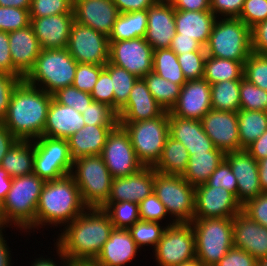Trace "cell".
I'll return each instance as SVG.
<instances>
[{
	"instance_id": "cell-1",
	"label": "cell",
	"mask_w": 267,
	"mask_h": 266,
	"mask_svg": "<svg viewBox=\"0 0 267 266\" xmlns=\"http://www.w3.org/2000/svg\"><path fill=\"white\" fill-rule=\"evenodd\" d=\"M113 229L102 208H87L59 234L56 247L67 259L95 260Z\"/></svg>"
},
{
	"instance_id": "cell-2",
	"label": "cell",
	"mask_w": 267,
	"mask_h": 266,
	"mask_svg": "<svg viewBox=\"0 0 267 266\" xmlns=\"http://www.w3.org/2000/svg\"><path fill=\"white\" fill-rule=\"evenodd\" d=\"M53 95L22 80L14 89L2 123L18 140L43 136Z\"/></svg>"
},
{
	"instance_id": "cell-3",
	"label": "cell",
	"mask_w": 267,
	"mask_h": 266,
	"mask_svg": "<svg viewBox=\"0 0 267 266\" xmlns=\"http://www.w3.org/2000/svg\"><path fill=\"white\" fill-rule=\"evenodd\" d=\"M87 208L71 175L47 181L39 197L33 229L58 224L65 227Z\"/></svg>"
},
{
	"instance_id": "cell-4",
	"label": "cell",
	"mask_w": 267,
	"mask_h": 266,
	"mask_svg": "<svg viewBox=\"0 0 267 266\" xmlns=\"http://www.w3.org/2000/svg\"><path fill=\"white\" fill-rule=\"evenodd\" d=\"M44 184L45 181L34 173L12 178L11 188L0 204L1 228L5 229L13 223L25 232L32 230Z\"/></svg>"
},
{
	"instance_id": "cell-5",
	"label": "cell",
	"mask_w": 267,
	"mask_h": 266,
	"mask_svg": "<svg viewBox=\"0 0 267 266\" xmlns=\"http://www.w3.org/2000/svg\"><path fill=\"white\" fill-rule=\"evenodd\" d=\"M77 64L67 48L41 49L33 68L23 80L53 94L58 89L73 84Z\"/></svg>"
},
{
	"instance_id": "cell-6",
	"label": "cell",
	"mask_w": 267,
	"mask_h": 266,
	"mask_svg": "<svg viewBox=\"0 0 267 266\" xmlns=\"http://www.w3.org/2000/svg\"><path fill=\"white\" fill-rule=\"evenodd\" d=\"M220 18L216 19L205 47L207 56L239 61L244 65L252 53L251 29L239 18Z\"/></svg>"
},
{
	"instance_id": "cell-7",
	"label": "cell",
	"mask_w": 267,
	"mask_h": 266,
	"mask_svg": "<svg viewBox=\"0 0 267 266\" xmlns=\"http://www.w3.org/2000/svg\"><path fill=\"white\" fill-rule=\"evenodd\" d=\"M196 257L205 266H214L234 247L232 218L193 219Z\"/></svg>"
},
{
	"instance_id": "cell-8",
	"label": "cell",
	"mask_w": 267,
	"mask_h": 266,
	"mask_svg": "<svg viewBox=\"0 0 267 266\" xmlns=\"http://www.w3.org/2000/svg\"><path fill=\"white\" fill-rule=\"evenodd\" d=\"M70 175L74 178L82 201L88 208H100L108 200L113 177L101 155L73 160Z\"/></svg>"
},
{
	"instance_id": "cell-9",
	"label": "cell",
	"mask_w": 267,
	"mask_h": 266,
	"mask_svg": "<svg viewBox=\"0 0 267 266\" xmlns=\"http://www.w3.org/2000/svg\"><path fill=\"white\" fill-rule=\"evenodd\" d=\"M131 139L138 160L143 166L154 167L160 160L169 136L168 111L153 119L138 122H118Z\"/></svg>"
},
{
	"instance_id": "cell-10",
	"label": "cell",
	"mask_w": 267,
	"mask_h": 266,
	"mask_svg": "<svg viewBox=\"0 0 267 266\" xmlns=\"http://www.w3.org/2000/svg\"><path fill=\"white\" fill-rule=\"evenodd\" d=\"M154 193L175 217V223H190L195 214V186L182 175L164 174L154 170Z\"/></svg>"
},
{
	"instance_id": "cell-11",
	"label": "cell",
	"mask_w": 267,
	"mask_h": 266,
	"mask_svg": "<svg viewBox=\"0 0 267 266\" xmlns=\"http://www.w3.org/2000/svg\"><path fill=\"white\" fill-rule=\"evenodd\" d=\"M34 141V171L40 179L57 180L71 174L73 159L67 139L41 136Z\"/></svg>"
},
{
	"instance_id": "cell-12",
	"label": "cell",
	"mask_w": 267,
	"mask_h": 266,
	"mask_svg": "<svg viewBox=\"0 0 267 266\" xmlns=\"http://www.w3.org/2000/svg\"><path fill=\"white\" fill-rule=\"evenodd\" d=\"M158 266H179L196 257L195 234L190 223L166 224L154 249Z\"/></svg>"
},
{
	"instance_id": "cell-13",
	"label": "cell",
	"mask_w": 267,
	"mask_h": 266,
	"mask_svg": "<svg viewBox=\"0 0 267 266\" xmlns=\"http://www.w3.org/2000/svg\"><path fill=\"white\" fill-rule=\"evenodd\" d=\"M101 157L113 178L129 176L144 167L136 156L128 132L120 124L109 133Z\"/></svg>"
},
{
	"instance_id": "cell-14",
	"label": "cell",
	"mask_w": 267,
	"mask_h": 266,
	"mask_svg": "<svg viewBox=\"0 0 267 266\" xmlns=\"http://www.w3.org/2000/svg\"><path fill=\"white\" fill-rule=\"evenodd\" d=\"M67 50L78 63L105 65L109 61L108 36L73 22Z\"/></svg>"
},
{
	"instance_id": "cell-15",
	"label": "cell",
	"mask_w": 267,
	"mask_h": 266,
	"mask_svg": "<svg viewBox=\"0 0 267 266\" xmlns=\"http://www.w3.org/2000/svg\"><path fill=\"white\" fill-rule=\"evenodd\" d=\"M153 51L145 38L109 41L108 62L143 78L153 71Z\"/></svg>"
},
{
	"instance_id": "cell-16",
	"label": "cell",
	"mask_w": 267,
	"mask_h": 266,
	"mask_svg": "<svg viewBox=\"0 0 267 266\" xmlns=\"http://www.w3.org/2000/svg\"><path fill=\"white\" fill-rule=\"evenodd\" d=\"M241 210L242 205L228 190L207 183L195 186L194 219L233 218Z\"/></svg>"
},
{
	"instance_id": "cell-17",
	"label": "cell",
	"mask_w": 267,
	"mask_h": 266,
	"mask_svg": "<svg viewBox=\"0 0 267 266\" xmlns=\"http://www.w3.org/2000/svg\"><path fill=\"white\" fill-rule=\"evenodd\" d=\"M204 132L224 153L241 150L237 112L211 109L201 119Z\"/></svg>"
},
{
	"instance_id": "cell-18",
	"label": "cell",
	"mask_w": 267,
	"mask_h": 266,
	"mask_svg": "<svg viewBox=\"0 0 267 266\" xmlns=\"http://www.w3.org/2000/svg\"><path fill=\"white\" fill-rule=\"evenodd\" d=\"M211 108V85L205 79L186 81L169 111L179 118L201 120Z\"/></svg>"
},
{
	"instance_id": "cell-19",
	"label": "cell",
	"mask_w": 267,
	"mask_h": 266,
	"mask_svg": "<svg viewBox=\"0 0 267 266\" xmlns=\"http://www.w3.org/2000/svg\"><path fill=\"white\" fill-rule=\"evenodd\" d=\"M225 160L237 179V201L244 205L248 200L258 197L262 193L258 161L245 149L225 153Z\"/></svg>"
},
{
	"instance_id": "cell-20",
	"label": "cell",
	"mask_w": 267,
	"mask_h": 266,
	"mask_svg": "<svg viewBox=\"0 0 267 266\" xmlns=\"http://www.w3.org/2000/svg\"><path fill=\"white\" fill-rule=\"evenodd\" d=\"M74 21L109 36L120 12L112 0H74Z\"/></svg>"
},
{
	"instance_id": "cell-21",
	"label": "cell",
	"mask_w": 267,
	"mask_h": 266,
	"mask_svg": "<svg viewBox=\"0 0 267 266\" xmlns=\"http://www.w3.org/2000/svg\"><path fill=\"white\" fill-rule=\"evenodd\" d=\"M154 192V168L144 166L126 177L113 178L106 202L129 201L139 204Z\"/></svg>"
},
{
	"instance_id": "cell-22",
	"label": "cell",
	"mask_w": 267,
	"mask_h": 266,
	"mask_svg": "<svg viewBox=\"0 0 267 266\" xmlns=\"http://www.w3.org/2000/svg\"><path fill=\"white\" fill-rule=\"evenodd\" d=\"M233 244L257 260L267 258V228L255 222L242 210L232 218Z\"/></svg>"
},
{
	"instance_id": "cell-23",
	"label": "cell",
	"mask_w": 267,
	"mask_h": 266,
	"mask_svg": "<svg viewBox=\"0 0 267 266\" xmlns=\"http://www.w3.org/2000/svg\"><path fill=\"white\" fill-rule=\"evenodd\" d=\"M74 13L30 19L41 49L67 48Z\"/></svg>"
},
{
	"instance_id": "cell-24",
	"label": "cell",
	"mask_w": 267,
	"mask_h": 266,
	"mask_svg": "<svg viewBox=\"0 0 267 266\" xmlns=\"http://www.w3.org/2000/svg\"><path fill=\"white\" fill-rule=\"evenodd\" d=\"M165 112L164 108L154 99L143 78H139L126 104L118 111V122H138L156 118Z\"/></svg>"
},
{
	"instance_id": "cell-25",
	"label": "cell",
	"mask_w": 267,
	"mask_h": 266,
	"mask_svg": "<svg viewBox=\"0 0 267 266\" xmlns=\"http://www.w3.org/2000/svg\"><path fill=\"white\" fill-rule=\"evenodd\" d=\"M13 76L24 78L33 68L41 48L31 25L9 32Z\"/></svg>"
},
{
	"instance_id": "cell-26",
	"label": "cell",
	"mask_w": 267,
	"mask_h": 266,
	"mask_svg": "<svg viewBox=\"0 0 267 266\" xmlns=\"http://www.w3.org/2000/svg\"><path fill=\"white\" fill-rule=\"evenodd\" d=\"M145 40L153 50L170 48L175 36V9L173 5L154 4L147 9Z\"/></svg>"
},
{
	"instance_id": "cell-27",
	"label": "cell",
	"mask_w": 267,
	"mask_h": 266,
	"mask_svg": "<svg viewBox=\"0 0 267 266\" xmlns=\"http://www.w3.org/2000/svg\"><path fill=\"white\" fill-rule=\"evenodd\" d=\"M169 136L181 142L189 156L194 153L209 152L216 147L203 130L201 120L179 118L168 111Z\"/></svg>"
},
{
	"instance_id": "cell-28",
	"label": "cell",
	"mask_w": 267,
	"mask_h": 266,
	"mask_svg": "<svg viewBox=\"0 0 267 266\" xmlns=\"http://www.w3.org/2000/svg\"><path fill=\"white\" fill-rule=\"evenodd\" d=\"M139 247L128 229H113L95 259L102 266H124L136 257Z\"/></svg>"
},
{
	"instance_id": "cell-29",
	"label": "cell",
	"mask_w": 267,
	"mask_h": 266,
	"mask_svg": "<svg viewBox=\"0 0 267 266\" xmlns=\"http://www.w3.org/2000/svg\"><path fill=\"white\" fill-rule=\"evenodd\" d=\"M84 125L81 113L77 112L73 107L59 104L52 98L43 136L67 139Z\"/></svg>"
},
{
	"instance_id": "cell-30",
	"label": "cell",
	"mask_w": 267,
	"mask_h": 266,
	"mask_svg": "<svg viewBox=\"0 0 267 266\" xmlns=\"http://www.w3.org/2000/svg\"><path fill=\"white\" fill-rule=\"evenodd\" d=\"M216 18L211 11L175 10V31L180 37L195 39L205 48Z\"/></svg>"
},
{
	"instance_id": "cell-31",
	"label": "cell",
	"mask_w": 267,
	"mask_h": 266,
	"mask_svg": "<svg viewBox=\"0 0 267 266\" xmlns=\"http://www.w3.org/2000/svg\"><path fill=\"white\" fill-rule=\"evenodd\" d=\"M115 126L84 125L67 138L71 158L101 155L107 137Z\"/></svg>"
},
{
	"instance_id": "cell-32",
	"label": "cell",
	"mask_w": 267,
	"mask_h": 266,
	"mask_svg": "<svg viewBox=\"0 0 267 266\" xmlns=\"http://www.w3.org/2000/svg\"><path fill=\"white\" fill-rule=\"evenodd\" d=\"M34 154V141L17 140L3 157L0 167L11 178L32 174Z\"/></svg>"
},
{
	"instance_id": "cell-33",
	"label": "cell",
	"mask_w": 267,
	"mask_h": 266,
	"mask_svg": "<svg viewBox=\"0 0 267 266\" xmlns=\"http://www.w3.org/2000/svg\"><path fill=\"white\" fill-rule=\"evenodd\" d=\"M224 159L225 153L217 148L209 152L194 153L189 156L187 169L182 177L193 186L206 183Z\"/></svg>"
},
{
	"instance_id": "cell-34",
	"label": "cell",
	"mask_w": 267,
	"mask_h": 266,
	"mask_svg": "<svg viewBox=\"0 0 267 266\" xmlns=\"http://www.w3.org/2000/svg\"><path fill=\"white\" fill-rule=\"evenodd\" d=\"M147 20V10L120 13L108 36L109 41L144 38Z\"/></svg>"
},
{
	"instance_id": "cell-35",
	"label": "cell",
	"mask_w": 267,
	"mask_h": 266,
	"mask_svg": "<svg viewBox=\"0 0 267 266\" xmlns=\"http://www.w3.org/2000/svg\"><path fill=\"white\" fill-rule=\"evenodd\" d=\"M189 153L179 141L168 136L160 160L153 167L164 174L183 175L187 169Z\"/></svg>"
},
{
	"instance_id": "cell-36",
	"label": "cell",
	"mask_w": 267,
	"mask_h": 266,
	"mask_svg": "<svg viewBox=\"0 0 267 266\" xmlns=\"http://www.w3.org/2000/svg\"><path fill=\"white\" fill-rule=\"evenodd\" d=\"M237 116L240 145L243 150L267 131V112L240 109Z\"/></svg>"
},
{
	"instance_id": "cell-37",
	"label": "cell",
	"mask_w": 267,
	"mask_h": 266,
	"mask_svg": "<svg viewBox=\"0 0 267 266\" xmlns=\"http://www.w3.org/2000/svg\"><path fill=\"white\" fill-rule=\"evenodd\" d=\"M243 71L244 65L239 61L206 56L203 79L210 85L226 80H241Z\"/></svg>"
},
{
	"instance_id": "cell-38",
	"label": "cell",
	"mask_w": 267,
	"mask_h": 266,
	"mask_svg": "<svg viewBox=\"0 0 267 266\" xmlns=\"http://www.w3.org/2000/svg\"><path fill=\"white\" fill-rule=\"evenodd\" d=\"M240 84L241 80H226L211 84V108L218 111L238 112Z\"/></svg>"
},
{
	"instance_id": "cell-39",
	"label": "cell",
	"mask_w": 267,
	"mask_h": 266,
	"mask_svg": "<svg viewBox=\"0 0 267 266\" xmlns=\"http://www.w3.org/2000/svg\"><path fill=\"white\" fill-rule=\"evenodd\" d=\"M154 99L164 108L170 111L176 104L182 86L172 83L155 74L153 71L143 77Z\"/></svg>"
},
{
	"instance_id": "cell-40",
	"label": "cell",
	"mask_w": 267,
	"mask_h": 266,
	"mask_svg": "<svg viewBox=\"0 0 267 266\" xmlns=\"http://www.w3.org/2000/svg\"><path fill=\"white\" fill-rule=\"evenodd\" d=\"M153 72L181 86L186 82L177 55L170 48L153 51Z\"/></svg>"
},
{
	"instance_id": "cell-41",
	"label": "cell",
	"mask_w": 267,
	"mask_h": 266,
	"mask_svg": "<svg viewBox=\"0 0 267 266\" xmlns=\"http://www.w3.org/2000/svg\"><path fill=\"white\" fill-rule=\"evenodd\" d=\"M104 68L109 72L112 79L114 88V111L118 113L126 104L130 91L139 78L128 72L125 68L116 66L110 62H107Z\"/></svg>"
},
{
	"instance_id": "cell-42",
	"label": "cell",
	"mask_w": 267,
	"mask_h": 266,
	"mask_svg": "<svg viewBox=\"0 0 267 266\" xmlns=\"http://www.w3.org/2000/svg\"><path fill=\"white\" fill-rule=\"evenodd\" d=\"M100 208L108 214L115 229H129L140 220L139 204L137 203L105 202Z\"/></svg>"
},
{
	"instance_id": "cell-43",
	"label": "cell",
	"mask_w": 267,
	"mask_h": 266,
	"mask_svg": "<svg viewBox=\"0 0 267 266\" xmlns=\"http://www.w3.org/2000/svg\"><path fill=\"white\" fill-rule=\"evenodd\" d=\"M159 223L140 219L128 229L139 248L152 245L155 249L166 229V226H160Z\"/></svg>"
},
{
	"instance_id": "cell-44",
	"label": "cell",
	"mask_w": 267,
	"mask_h": 266,
	"mask_svg": "<svg viewBox=\"0 0 267 266\" xmlns=\"http://www.w3.org/2000/svg\"><path fill=\"white\" fill-rule=\"evenodd\" d=\"M240 109L267 112V91L257 87L244 77L240 84Z\"/></svg>"
},
{
	"instance_id": "cell-45",
	"label": "cell",
	"mask_w": 267,
	"mask_h": 266,
	"mask_svg": "<svg viewBox=\"0 0 267 266\" xmlns=\"http://www.w3.org/2000/svg\"><path fill=\"white\" fill-rule=\"evenodd\" d=\"M243 76L249 82L267 91V54L252 52L244 62Z\"/></svg>"
},
{
	"instance_id": "cell-46",
	"label": "cell",
	"mask_w": 267,
	"mask_h": 266,
	"mask_svg": "<svg viewBox=\"0 0 267 266\" xmlns=\"http://www.w3.org/2000/svg\"><path fill=\"white\" fill-rule=\"evenodd\" d=\"M85 125L116 126L117 113L108 105L93 101L82 113Z\"/></svg>"
},
{
	"instance_id": "cell-47",
	"label": "cell",
	"mask_w": 267,
	"mask_h": 266,
	"mask_svg": "<svg viewBox=\"0 0 267 266\" xmlns=\"http://www.w3.org/2000/svg\"><path fill=\"white\" fill-rule=\"evenodd\" d=\"M52 95L56 102L73 107L79 113H82L93 102L90 93L80 91L73 85L60 88Z\"/></svg>"
},
{
	"instance_id": "cell-48",
	"label": "cell",
	"mask_w": 267,
	"mask_h": 266,
	"mask_svg": "<svg viewBox=\"0 0 267 266\" xmlns=\"http://www.w3.org/2000/svg\"><path fill=\"white\" fill-rule=\"evenodd\" d=\"M74 0H32L30 19L73 12Z\"/></svg>"
},
{
	"instance_id": "cell-49",
	"label": "cell",
	"mask_w": 267,
	"mask_h": 266,
	"mask_svg": "<svg viewBox=\"0 0 267 266\" xmlns=\"http://www.w3.org/2000/svg\"><path fill=\"white\" fill-rule=\"evenodd\" d=\"M206 51H193L177 55L186 81L203 79Z\"/></svg>"
},
{
	"instance_id": "cell-50",
	"label": "cell",
	"mask_w": 267,
	"mask_h": 266,
	"mask_svg": "<svg viewBox=\"0 0 267 266\" xmlns=\"http://www.w3.org/2000/svg\"><path fill=\"white\" fill-rule=\"evenodd\" d=\"M30 25L28 9L0 6V31L11 32Z\"/></svg>"
},
{
	"instance_id": "cell-51",
	"label": "cell",
	"mask_w": 267,
	"mask_h": 266,
	"mask_svg": "<svg viewBox=\"0 0 267 266\" xmlns=\"http://www.w3.org/2000/svg\"><path fill=\"white\" fill-rule=\"evenodd\" d=\"M103 69L104 65L78 63L72 85L80 91L91 93Z\"/></svg>"
},
{
	"instance_id": "cell-52",
	"label": "cell",
	"mask_w": 267,
	"mask_h": 266,
	"mask_svg": "<svg viewBox=\"0 0 267 266\" xmlns=\"http://www.w3.org/2000/svg\"><path fill=\"white\" fill-rule=\"evenodd\" d=\"M209 186L222 187L232 193L237 199V179L229 163L224 159L206 182Z\"/></svg>"
},
{
	"instance_id": "cell-53",
	"label": "cell",
	"mask_w": 267,
	"mask_h": 266,
	"mask_svg": "<svg viewBox=\"0 0 267 266\" xmlns=\"http://www.w3.org/2000/svg\"><path fill=\"white\" fill-rule=\"evenodd\" d=\"M250 29L267 19V0H245L238 17Z\"/></svg>"
},
{
	"instance_id": "cell-54",
	"label": "cell",
	"mask_w": 267,
	"mask_h": 266,
	"mask_svg": "<svg viewBox=\"0 0 267 266\" xmlns=\"http://www.w3.org/2000/svg\"><path fill=\"white\" fill-rule=\"evenodd\" d=\"M167 211L165 205L153 192L139 203V215L141 220L159 222L166 218Z\"/></svg>"
},
{
	"instance_id": "cell-55",
	"label": "cell",
	"mask_w": 267,
	"mask_h": 266,
	"mask_svg": "<svg viewBox=\"0 0 267 266\" xmlns=\"http://www.w3.org/2000/svg\"><path fill=\"white\" fill-rule=\"evenodd\" d=\"M109 72L104 68L90 93L93 101L108 105L114 110V90Z\"/></svg>"
},
{
	"instance_id": "cell-56",
	"label": "cell",
	"mask_w": 267,
	"mask_h": 266,
	"mask_svg": "<svg viewBox=\"0 0 267 266\" xmlns=\"http://www.w3.org/2000/svg\"><path fill=\"white\" fill-rule=\"evenodd\" d=\"M242 211L255 222L267 228V192L248 200L242 205Z\"/></svg>"
},
{
	"instance_id": "cell-57",
	"label": "cell",
	"mask_w": 267,
	"mask_h": 266,
	"mask_svg": "<svg viewBox=\"0 0 267 266\" xmlns=\"http://www.w3.org/2000/svg\"><path fill=\"white\" fill-rule=\"evenodd\" d=\"M23 80L20 76L0 73V122L6 116L11 95L17 85Z\"/></svg>"
},
{
	"instance_id": "cell-58",
	"label": "cell",
	"mask_w": 267,
	"mask_h": 266,
	"mask_svg": "<svg viewBox=\"0 0 267 266\" xmlns=\"http://www.w3.org/2000/svg\"><path fill=\"white\" fill-rule=\"evenodd\" d=\"M244 1L245 0H210V11L218 18L219 15L224 18H238Z\"/></svg>"
},
{
	"instance_id": "cell-59",
	"label": "cell",
	"mask_w": 267,
	"mask_h": 266,
	"mask_svg": "<svg viewBox=\"0 0 267 266\" xmlns=\"http://www.w3.org/2000/svg\"><path fill=\"white\" fill-rule=\"evenodd\" d=\"M258 260L251 254L232 247L225 256L214 266H257Z\"/></svg>"
},
{
	"instance_id": "cell-60",
	"label": "cell",
	"mask_w": 267,
	"mask_h": 266,
	"mask_svg": "<svg viewBox=\"0 0 267 266\" xmlns=\"http://www.w3.org/2000/svg\"><path fill=\"white\" fill-rule=\"evenodd\" d=\"M251 48L253 53L267 54V19L251 28Z\"/></svg>"
},
{
	"instance_id": "cell-61",
	"label": "cell",
	"mask_w": 267,
	"mask_h": 266,
	"mask_svg": "<svg viewBox=\"0 0 267 266\" xmlns=\"http://www.w3.org/2000/svg\"><path fill=\"white\" fill-rule=\"evenodd\" d=\"M170 49L176 55L193 51H206L205 48L195 39L180 37V34L178 33H175Z\"/></svg>"
},
{
	"instance_id": "cell-62",
	"label": "cell",
	"mask_w": 267,
	"mask_h": 266,
	"mask_svg": "<svg viewBox=\"0 0 267 266\" xmlns=\"http://www.w3.org/2000/svg\"><path fill=\"white\" fill-rule=\"evenodd\" d=\"M0 73L13 75V63L9 49V32L0 31Z\"/></svg>"
},
{
	"instance_id": "cell-63",
	"label": "cell",
	"mask_w": 267,
	"mask_h": 266,
	"mask_svg": "<svg viewBox=\"0 0 267 266\" xmlns=\"http://www.w3.org/2000/svg\"><path fill=\"white\" fill-rule=\"evenodd\" d=\"M120 13L147 10L155 4L154 0H112Z\"/></svg>"
},
{
	"instance_id": "cell-64",
	"label": "cell",
	"mask_w": 267,
	"mask_h": 266,
	"mask_svg": "<svg viewBox=\"0 0 267 266\" xmlns=\"http://www.w3.org/2000/svg\"><path fill=\"white\" fill-rule=\"evenodd\" d=\"M175 10L210 11V0H176Z\"/></svg>"
},
{
	"instance_id": "cell-65",
	"label": "cell",
	"mask_w": 267,
	"mask_h": 266,
	"mask_svg": "<svg viewBox=\"0 0 267 266\" xmlns=\"http://www.w3.org/2000/svg\"><path fill=\"white\" fill-rule=\"evenodd\" d=\"M256 161L267 157V131L245 149Z\"/></svg>"
},
{
	"instance_id": "cell-66",
	"label": "cell",
	"mask_w": 267,
	"mask_h": 266,
	"mask_svg": "<svg viewBox=\"0 0 267 266\" xmlns=\"http://www.w3.org/2000/svg\"><path fill=\"white\" fill-rule=\"evenodd\" d=\"M17 140L18 139L9 131V129L0 122V163Z\"/></svg>"
},
{
	"instance_id": "cell-67",
	"label": "cell",
	"mask_w": 267,
	"mask_h": 266,
	"mask_svg": "<svg viewBox=\"0 0 267 266\" xmlns=\"http://www.w3.org/2000/svg\"><path fill=\"white\" fill-rule=\"evenodd\" d=\"M3 228H0V266H11V251L7 246V240L3 237ZM6 242V243H5Z\"/></svg>"
},
{
	"instance_id": "cell-68",
	"label": "cell",
	"mask_w": 267,
	"mask_h": 266,
	"mask_svg": "<svg viewBox=\"0 0 267 266\" xmlns=\"http://www.w3.org/2000/svg\"><path fill=\"white\" fill-rule=\"evenodd\" d=\"M12 185V178L0 167V204L5 199Z\"/></svg>"
},
{
	"instance_id": "cell-69",
	"label": "cell",
	"mask_w": 267,
	"mask_h": 266,
	"mask_svg": "<svg viewBox=\"0 0 267 266\" xmlns=\"http://www.w3.org/2000/svg\"><path fill=\"white\" fill-rule=\"evenodd\" d=\"M258 176L262 192H267V157L258 161Z\"/></svg>"
},
{
	"instance_id": "cell-70",
	"label": "cell",
	"mask_w": 267,
	"mask_h": 266,
	"mask_svg": "<svg viewBox=\"0 0 267 266\" xmlns=\"http://www.w3.org/2000/svg\"><path fill=\"white\" fill-rule=\"evenodd\" d=\"M56 251H57V255L60 257V263L63 266H66L67 264V258L63 255V253L56 247ZM64 262V263H63ZM61 265V266H62ZM31 266H57V264L55 263V261L51 260L50 258L45 259L40 257V258H36L35 262H33V264Z\"/></svg>"
},
{
	"instance_id": "cell-71",
	"label": "cell",
	"mask_w": 267,
	"mask_h": 266,
	"mask_svg": "<svg viewBox=\"0 0 267 266\" xmlns=\"http://www.w3.org/2000/svg\"><path fill=\"white\" fill-rule=\"evenodd\" d=\"M32 0H0V6L30 9Z\"/></svg>"
},
{
	"instance_id": "cell-72",
	"label": "cell",
	"mask_w": 267,
	"mask_h": 266,
	"mask_svg": "<svg viewBox=\"0 0 267 266\" xmlns=\"http://www.w3.org/2000/svg\"><path fill=\"white\" fill-rule=\"evenodd\" d=\"M66 266H102L96 260L90 259H67Z\"/></svg>"
},
{
	"instance_id": "cell-73",
	"label": "cell",
	"mask_w": 267,
	"mask_h": 266,
	"mask_svg": "<svg viewBox=\"0 0 267 266\" xmlns=\"http://www.w3.org/2000/svg\"><path fill=\"white\" fill-rule=\"evenodd\" d=\"M179 266H205L197 257L182 263Z\"/></svg>"
},
{
	"instance_id": "cell-74",
	"label": "cell",
	"mask_w": 267,
	"mask_h": 266,
	"mask_svg": "<svg viewBox=\"0 0 267 266\" xmlns=\"http://www.w3.org/2000/svg\"><path fill=\"white\" fill-rule=\"evenodd\" d=\"M155 4L174 5L176 0H154Z\"/></svg>"
},
{
	"instance_id": "cell-75",
	"label": "cell",
	"mask_w": 267,
	"mask_h": 266,
	"mask_svg": "<svg viewBox=\"0 0 267 266\" xmlns=\"http://www.w3.org/2000/svg\"><path fill=\"white\" fill-rule=\"evenodd\" d=\"M257 266H267V258L258 260Z\"/></svg>"
},
{
	"instance_id": "cell-76",
	"label": "cell",
	"mask_w": 267,
	"mask_h": 266,
	"mask_svg": "<svg viewBox=\"0 0 267 266\" xmlns=\"http://www.w3.org/2000/svg\"><path fill=\"white\" fill-rule=\"evenodd\" d=\"M0 228H1V209H0Z\"/></svg>"
}]
</instances>
